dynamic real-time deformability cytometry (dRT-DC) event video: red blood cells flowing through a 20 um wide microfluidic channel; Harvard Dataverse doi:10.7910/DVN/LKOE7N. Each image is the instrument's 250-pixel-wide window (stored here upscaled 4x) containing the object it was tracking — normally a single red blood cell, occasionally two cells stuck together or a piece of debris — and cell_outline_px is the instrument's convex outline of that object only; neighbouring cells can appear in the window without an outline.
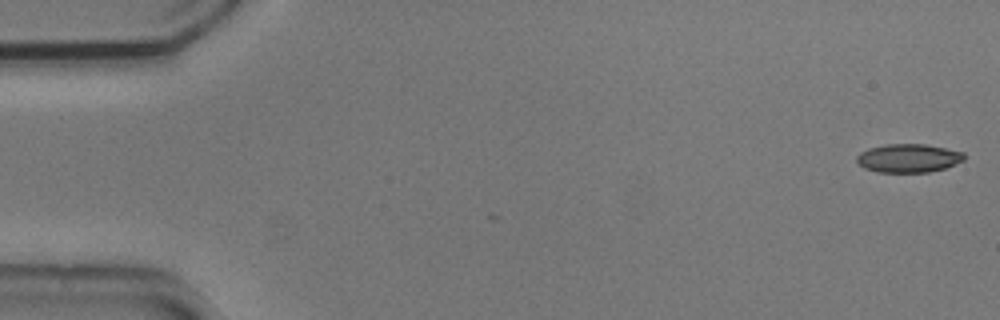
{"species": "common noctule bat (a hibernating species)", "species_latin": "Nyctalus noctula", "temperature_condition": "cold", "stored_images_in_passage": 2, "camera_frame_rate_fps": 3000, "um_per_image_px": 0.085, "animal": {"sex": "male", "body_mass_g": 20.5, "forearm_length_mm": 52.5}, "frame": {"image": 1, "passage_image": 1, "time_ms": 0.0, "image_size_px": [1000, 320], "cell_outline_px": [[964, 160], [944, 168], [928, 172], [876, 172], [864, 168], [856, 160], [856, 156], [860, 152], [868, 148], [884, 144], [924, 144], [964, 152]], "centroid_in_image_um": [77.18, 13.44], "position_along_channel_um": 7.8, "area_um2": 17.8}}